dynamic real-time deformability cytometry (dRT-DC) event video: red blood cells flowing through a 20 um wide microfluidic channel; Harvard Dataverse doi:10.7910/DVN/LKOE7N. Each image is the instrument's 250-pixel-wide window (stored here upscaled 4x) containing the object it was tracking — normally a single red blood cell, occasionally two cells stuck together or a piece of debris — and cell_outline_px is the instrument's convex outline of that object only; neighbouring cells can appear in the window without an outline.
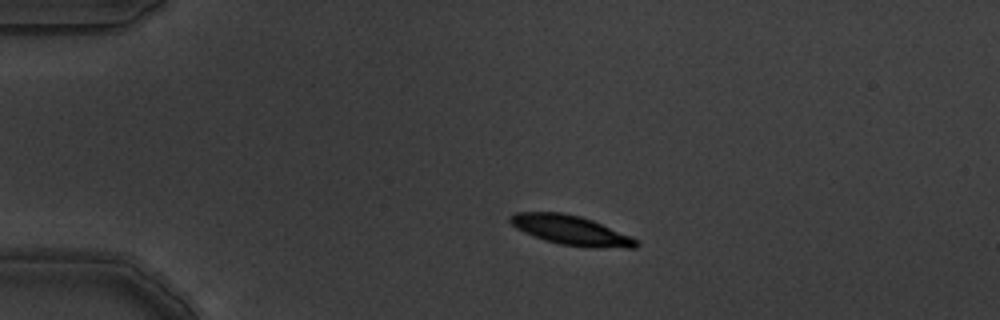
{"species": "common noctule bat (a hibernating species)", "species_latin": "Nyctalus noctula", "temperature_condition": "warm", "stored_images_in_passage": 6, "camera_frame_rate_fps": 3000, "um_per_image_px": 0.085, "animal": {"sex": "male", "body_mass_g": 19.5, "forearm_length_mm": 54.6}, "frame": {"image": 1, "passage_image": 4, "time_ms": 1.0, "image_size_px": [1000, 320], "cell_outline_px": [[640, 244], [636, 248], [596, 248], [560, 244], [544, 240], [524, 232], [516, 228], [508, 220], [508, 216], [516, 212], [560, 212], [580, 216], [592, 220], [632, 236]], "centroid_in_image_um": [48.54, 19.57], "position_along_channel_um": 36.5, "area_um2": 21.73}}
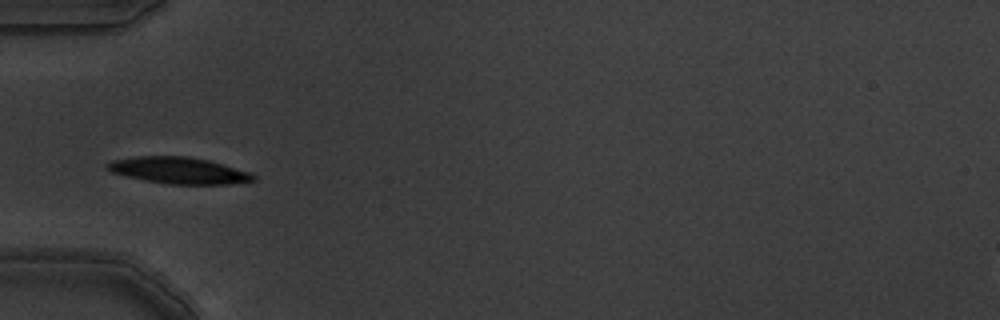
{"frame": {"image": 2, "passage_image": 6, "time_ms": 1.667, "image_size_px": [1000, 320], "cell_outline_px": [[256, 180], [228, 184], [168, 184], [128, 176], [112, 172], [104, 164], [112, 160], [136, 156], [188, 156], [208, 160], [252, 172], [256, 176]], "centroid_in_image_um": [15.24, 14.48], "position_along_channel_um": 69.8, "area_um2": 22.43}}